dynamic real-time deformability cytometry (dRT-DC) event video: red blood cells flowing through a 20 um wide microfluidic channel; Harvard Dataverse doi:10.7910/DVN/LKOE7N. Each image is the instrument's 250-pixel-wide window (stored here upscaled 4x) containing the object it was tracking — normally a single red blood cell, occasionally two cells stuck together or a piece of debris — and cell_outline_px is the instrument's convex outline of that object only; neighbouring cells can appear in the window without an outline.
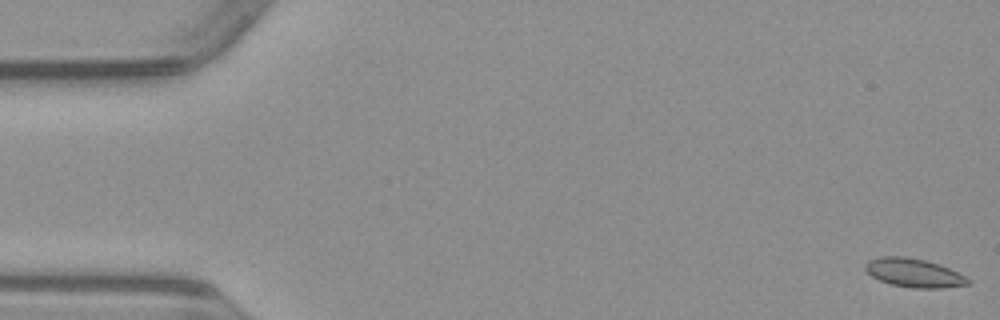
{"species": "common noctule bat (a hibernating species)", "species_latin": "Nyctalus noctula", "temperature_condition": "warm", "stored_images_in_passage": 51, "camera_frame_rate_fps": 3000, "um_per_image_px": 0.085, "animal": {"sex": "male", "body_mass_g": 23.1, "forearm_length_mm": 52.7}, "frame": {"image": 1, "passage_image": 1, "time_ms": 0.0, "image_size_px": [1000, 320], "cell_outline_px": [[972, 280], [968, 284], [944, 288], [912, 288], [892, 284], [880, 280], [872, 276], [864, 268], [864, 264], [868, 260], [880, 256], [904, 256], [924, 260], [948, 268]], "centroid_in_image_um": [77.65, 23.19], "position_along_channel_um": 7.3, "area_um2": 16.99}}
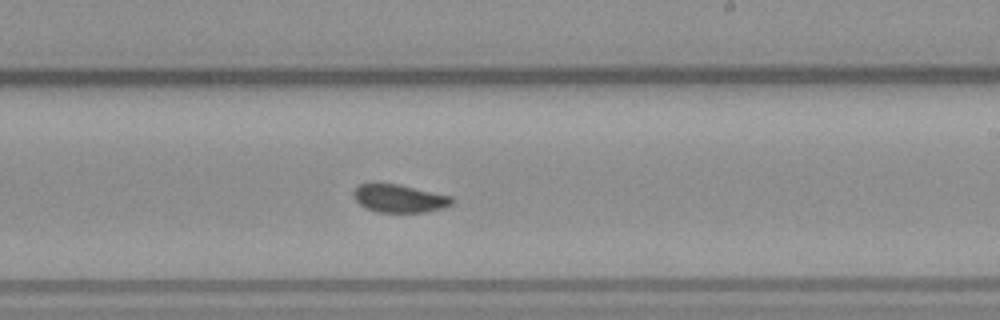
{"frame": {"image": 2, "passage_image": 30, "time_ms": 9.667, "image_size_px": [1000, 320], "cell_outline_px": [[456, 200], [452, 204], [444, 208], [424, 212], [376, 212], [364, 208], [352, 196], [352, 192], [360, 184], [396, 184], [452, 196]], "centroid_in_image_um": [33.96, 16.88], "position_along_channel_um": 255.0, "area_um2": 16.01}}
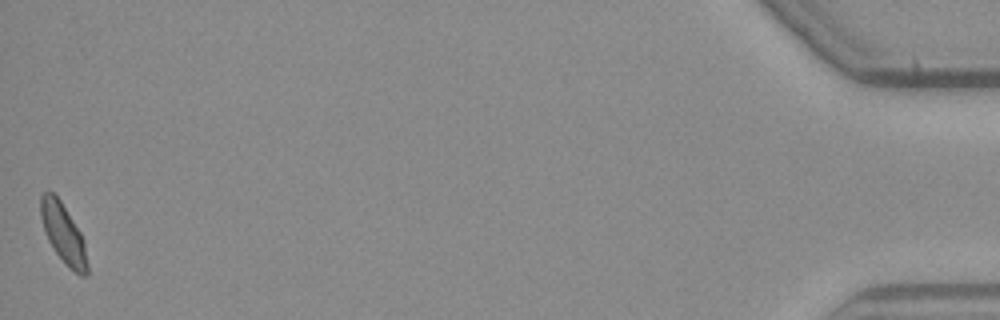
{"frame": {"image": 3, "passage_image": 51, "time_ms": 16.667, "image_size_px": [1000, 320], "cell_outline_px": [[88, 276], [80, 276], [56, 252], [48, 240], [44, 232], [40, 216], [40, 196], [48, 188], [60, 200], [80, 232], [84, 240], [88, 264]], "centroid_in_image_um": [5.37, 19.8], "position_along_channel_um": 429.8, "area_um2": 16.01}}